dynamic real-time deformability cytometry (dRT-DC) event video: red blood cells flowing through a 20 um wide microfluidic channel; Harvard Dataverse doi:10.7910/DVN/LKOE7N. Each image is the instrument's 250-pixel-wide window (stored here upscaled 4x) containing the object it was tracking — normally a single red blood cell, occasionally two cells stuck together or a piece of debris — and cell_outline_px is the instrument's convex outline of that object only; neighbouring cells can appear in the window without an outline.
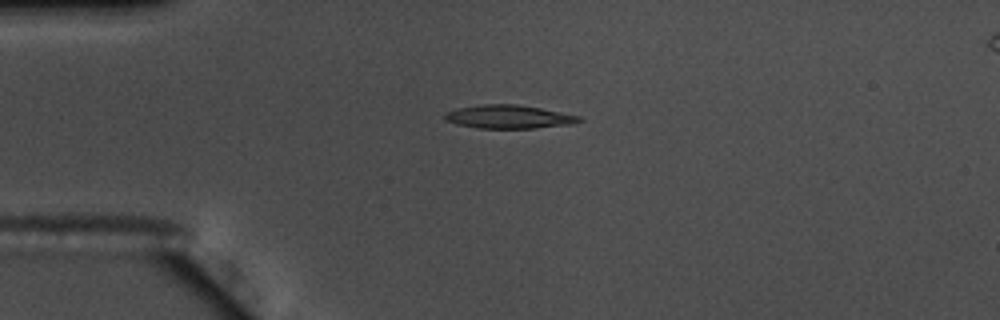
{"species": "common noctule bat (a hibernating species)", "species_latin": "Nyctalus noctula", "temperature_condition": "warm", "stored_images_in_passage": 43, "camera_frame_rate_fps": 3000, "um_per_image_px": 0.085, "animal": {"sex": "male", "body_mass_g": 17.5, "forearm_length_mm": 52.3}, "frame": {"image": 1, "passage_image": 1, "time_ms": 0.0, "image_size_px": [1000, 320], "cell_outline_px": [[584, 120], [572, 124], [536, 128], [480, 128], [456, 124], [444, 120], [444, 112], [456, 108], [484, 104], [516, 104], [540, 108], [580, 116]], "centroid_in_image_um": [43.22, 9.92], "position_along_channel_um": 41.8, "area_um2": 18.38}}
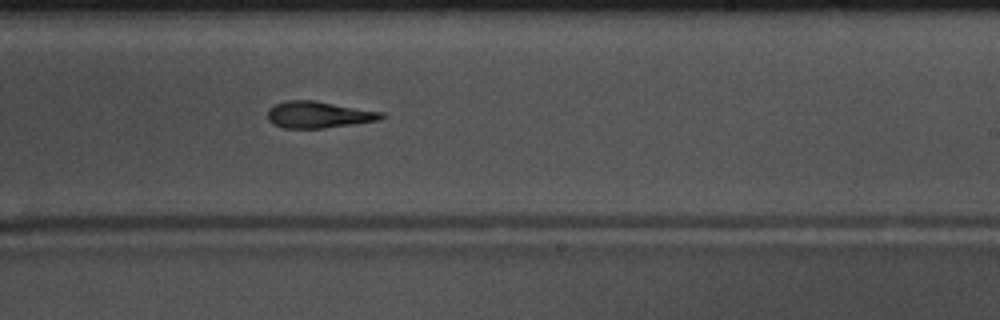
{"frame": {"image": 2, "passage_image": 21, "time_ms": 6.667, "image_size_px": [1000, 320], "cell_outline_px": [[384, 116], [380, 120], [324, 128], [284, 128], [268, 120], [268, 108], [276, 104], [288, 100], [316, 100], [384, 112]], "centroid_in_image_um": [27.1, 9.73], "position_along_channel_um": 261.9, "area_um2": 17.63}}
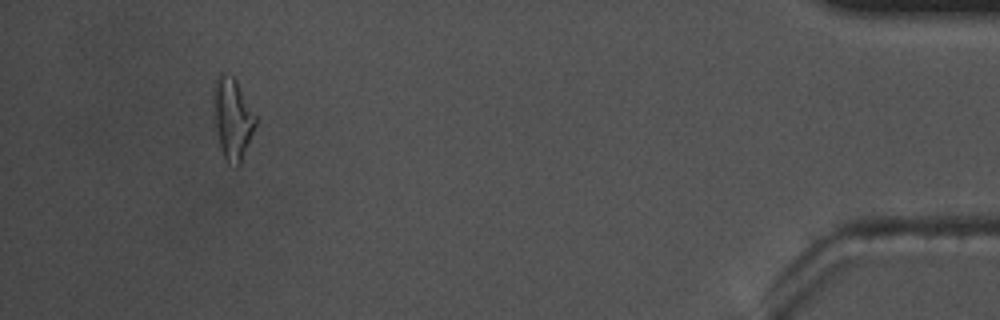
{"frame": {"image": 3, "passage_image": 39, "time_ms": 12.667, "image_size_px": [1000, 320], "cell_outline_px": [[256, 124], [240, 164], [236, 168], [228, 164], [224, 160], [220, 148], [216, 128], [212, 96], [212, 88], [220, 72], [224, 72], [232, 76], [236, 80], [256, 116]], "centroid_in_image_um": [19.74, 10.08], "position_along_channel_um": 415.5, "area_um2": 20.0}, "authors_computed_cell_mechanics": {"area_um2": 18.2648, "velocity_mm_per_s": 3.6804, "shape_relaxation_time_tau1_ms": 4.0573, "shape_relaxation_time_tau2_ms": 4.6254, "deformation_change_tau1": 0.1928, "deformation_change_tau2": 0.1622}}